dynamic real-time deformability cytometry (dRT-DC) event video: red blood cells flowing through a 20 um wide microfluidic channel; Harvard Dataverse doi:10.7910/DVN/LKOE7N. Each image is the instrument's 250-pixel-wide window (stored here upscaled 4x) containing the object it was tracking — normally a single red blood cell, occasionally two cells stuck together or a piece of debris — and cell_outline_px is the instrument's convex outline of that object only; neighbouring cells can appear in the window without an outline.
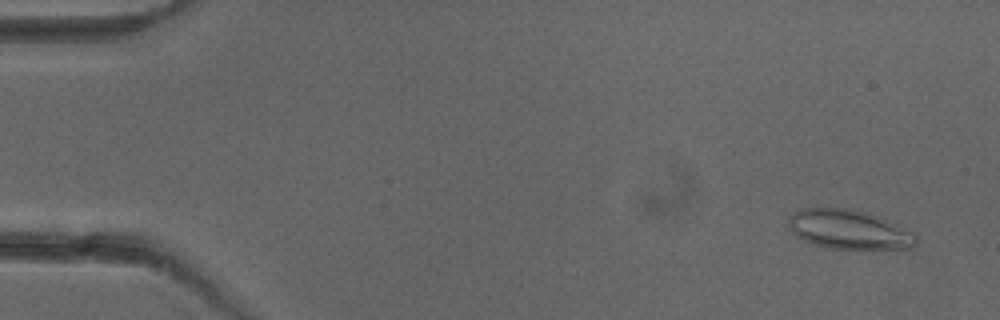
{"species": "common noctule bat (a hibernating species)", "species_latin": "Nyctalus noctula", "temperature_condition": "cold", "stored_images_in_passage": 7, "camera_frame_rate_fps": 3000, "um_per_image_px": 0.085, "animal": {"sex": "female"}, "frame": {"image": 1, "passage_image": 1, "time_ms": 0.0, "image_size_px": [1000, 320], "cell_outline_px": [[916, 244], [912, 248], [872, 252], [828, 248], [812, 244], [796, 236], [792, 232], [788, 224], [788, 216], [800, 208], [848, 208], [868, 212], [916, 232]], "centroid_in_image_um": [72.22, 19.56], "position_along_channel_um": 12.8, "area_um2": 30.52}}
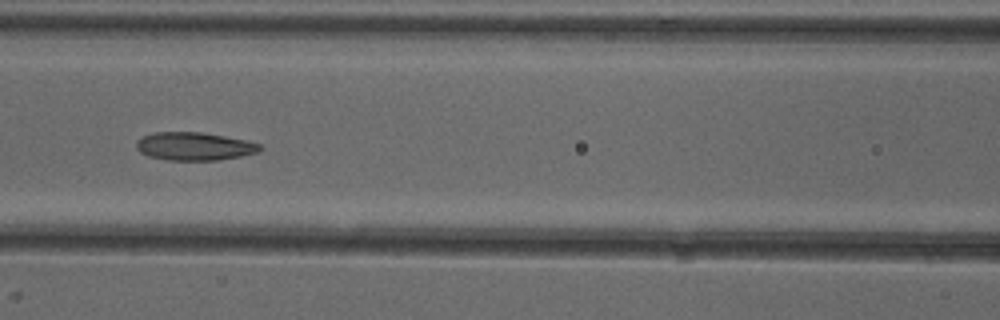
{"frame": {"image": 2, "passage_image": 7, "time_ms": 6.667, "image_size_px": [1000, 320], "cell_outline_px": [[264, 148], [256, 152], [240, 156], [216, 160], [168, 160], [148, 156], [140, 152], [136, 148], [136, 140], [152, 132], [204, 132], [248, 140], [260, 144]], "centroid_in_image_um": [16.51, 12.42], "position_along_channel_um": 150.1, "area_um2": 20.35}}